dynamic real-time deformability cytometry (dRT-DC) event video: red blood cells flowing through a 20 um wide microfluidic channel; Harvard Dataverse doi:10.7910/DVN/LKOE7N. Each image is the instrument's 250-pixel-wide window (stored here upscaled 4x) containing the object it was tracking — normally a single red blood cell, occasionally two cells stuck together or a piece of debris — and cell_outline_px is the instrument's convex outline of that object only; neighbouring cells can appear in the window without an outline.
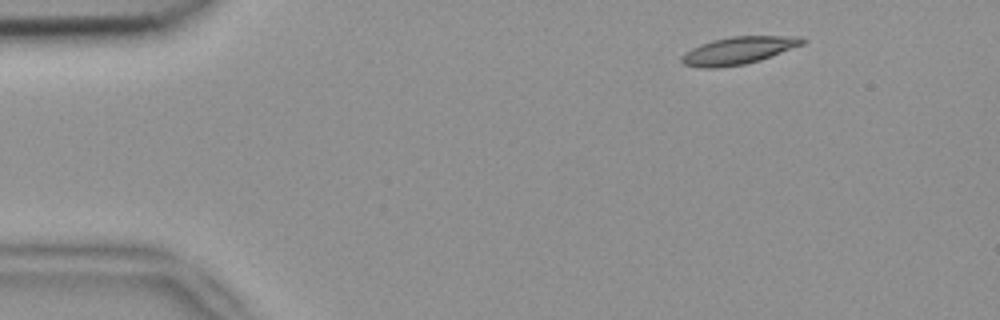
{"species": "common noctule bat (a hibernating species)", "species_latin": "Nyctalus noctula", "temperature_condition": "room temperature", "stored_images_in_passage": 5, "camera_frame_rate_fps": 3000, "um_per_image_px": 0.085, "animal": {"sex": "female", "body_mass_g": 18.4}, "frame": {"image": 1, "passage_image": 1, "time_ms": 0.0, "image_size_px": [1000, 320], "cell_outline_px": [[804, 44], [760, 60], [744, 64], [716, 68], [700, 68], [684, 64], [680, 60], [680, 56], [684, 52], [700, 44], [712, 40], [732, 36], [804, 36]], "centroid_in_image_um": [62.73, 4.29], "position_along_channel_um": 22.3, "area_um2": 19.36}}
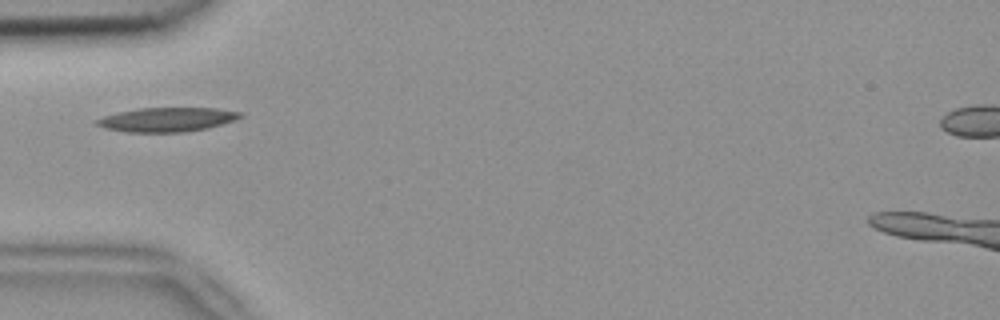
{"frame": {"image": 2, "passage_image": 4, "time_ms": 1.0, "image_size_px": [1000, 320], "cell_outline_px": [[244, 116], [236, 120], [208, 128], [184, 132], [124, 132], [104, 128], [96, 124], [96, 120], [104, 116], [120, 112], [140, 108], [216, 108], [244, 112]], "centroid_in_image_um": [14.26, 10.16], "position_along_channel_um": 70.7, "area_um2": 20.29}}